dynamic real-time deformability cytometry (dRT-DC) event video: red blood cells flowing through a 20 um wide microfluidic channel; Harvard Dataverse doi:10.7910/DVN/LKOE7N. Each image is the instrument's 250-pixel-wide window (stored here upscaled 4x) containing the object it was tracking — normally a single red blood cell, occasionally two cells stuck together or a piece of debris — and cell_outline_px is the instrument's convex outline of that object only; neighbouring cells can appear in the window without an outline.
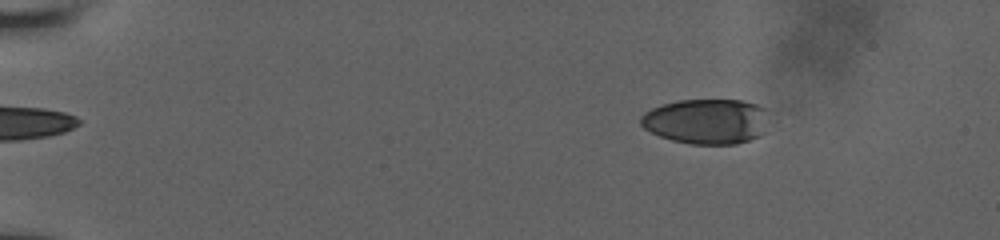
{"species": "human", "species_latin": "Homo sapiens", "temperature_condition": "room temperature", "stored_images_in_passage": 24, "camera_frame_rate_fps": 3000, "um_per_image_px": 0.085, "donor": {"sex": "male"}, "frame": {"image": 1, "passage_image": 4, "time_ms": 2.0, "image_size_px": [1000, 240], "cell_outline_px": [[768, 112], [764, 132], [760, 136], [736, 144], [692, 144], [672, 140], [660, 136], [644, 128], [640, 124], [640, 116], [644, 112], [652, 108], [664, 104], [680, 100], [744, 100], [768, 108]], "centroid_in_image_um": [60.08, 10.31], "position_along_channel_um": 24.9, "area_um2": 33.93}}
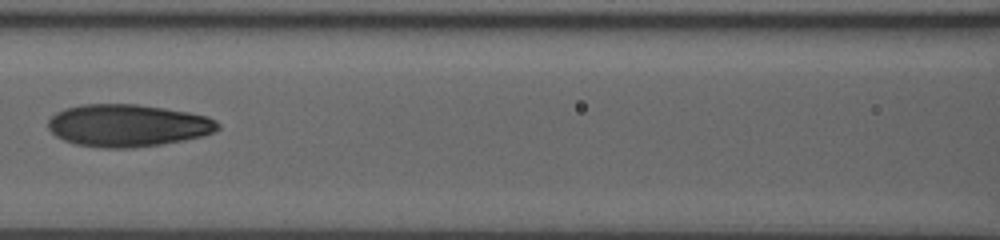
{"frame": {"image": 2, "passage_image": 15, "time_ms": 8.333, "image_size_px": [1000, 240], "cell_outline_px": [[220, 128], [204, 136], [184, 140], [160, 144], [132, 148], [104, 148], [76, 144], [64, 140], [56, 136], [48, 128], [48, 120], [56, 112], [64, 108], [84, 104], [136, 104], [164, 108], [188, 112], [208, 116], [216, 120], [220, 124]], "centroid_in_image_um": [10.86, 10.66], "position_along_channel_um": 155.7, "area_um2": 41.96}}
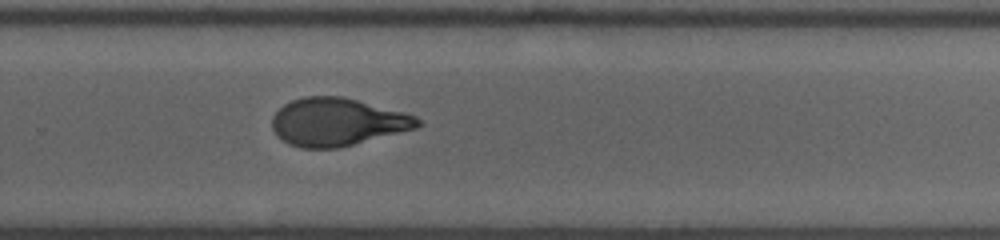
{"frame": {"image": 3, "passage_image": 24, "time_ms": 12.0, "image_size_px": [1000, 240], "cell_outline_px": [[424, 124], [416, 128], [340, 148], [300, 148], [288, 144], [276, 136], [272, 128], [272, 116], [284, 104], [292, 100], [304, 96], [340, 96], [404, 112], [416, 116]], "centroid_in_image_um": [28.65, 10.38], "position_along_channel_um": 301.2, "area_um2": 40.63}}